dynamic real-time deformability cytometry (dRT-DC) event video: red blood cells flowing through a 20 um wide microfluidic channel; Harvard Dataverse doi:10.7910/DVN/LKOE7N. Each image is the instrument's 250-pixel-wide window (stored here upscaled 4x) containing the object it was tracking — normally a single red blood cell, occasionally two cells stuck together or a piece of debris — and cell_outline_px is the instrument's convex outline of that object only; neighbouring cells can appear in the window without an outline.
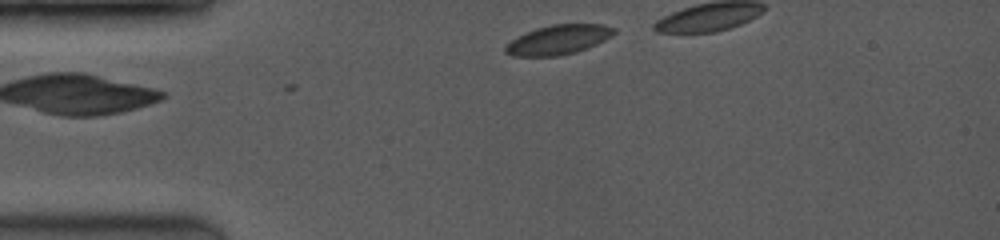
{"species": "common noctule bat (a hibernating species)", "species_latin": "Nyctalus noctula", "temperature_condition": "room temperature", "stored_images_in_passage": 32, "camera_frame_rate_fps": 3500, "um_per_image_px": 0.085, "animal": {"sex": "female", "body_mass_g": 19.0, "forearm_length_mm": 53.3}, "frame": {"image": 1, "passage_image": 1, "time_ms": 0.0, "image_size_px": [1000, 240], "cell_outline_px": [[616, 32], [612, 36], [596, 44], [576, 52], [560, 56], [512, 56], [504, 52], [504, 48], [512, 40], [536, 28], [552, 24], [600, 24], [616, 28]], "centroid_in_image_um": [47.48, 3.38], "position_along_channel_um": 37.5, "area_um2": 18.55}}